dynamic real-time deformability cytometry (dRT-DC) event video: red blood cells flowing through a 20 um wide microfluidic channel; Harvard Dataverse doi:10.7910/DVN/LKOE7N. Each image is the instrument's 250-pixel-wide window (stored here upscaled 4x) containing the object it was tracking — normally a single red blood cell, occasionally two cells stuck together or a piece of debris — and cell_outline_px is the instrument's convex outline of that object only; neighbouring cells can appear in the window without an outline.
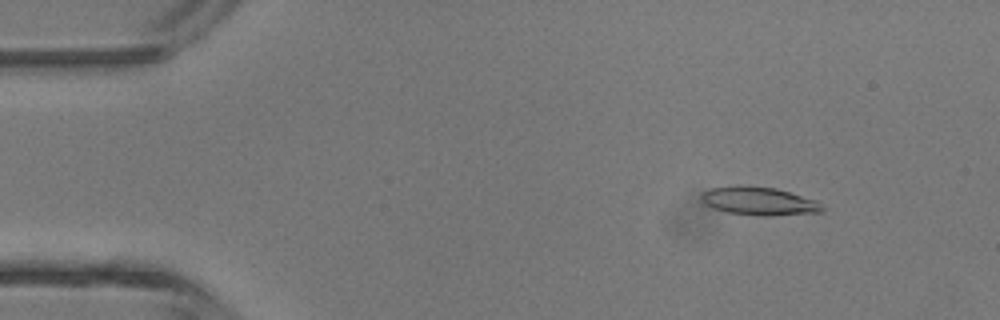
{"species": "common noctule bat (a hibernating species)", "species_latin": "Nyctalus noctula", "temperature_condition": "room temperature", "stored_images_in_passage": 3, "camera_frame_rate_fps": 3000, "um_per_image_px": 0.085, "animal": {"sex": "male", "body_mass_g": 13.3}, "frame": {"image": 1, "passage_image": 1, "time_ms": 0.0, "image_size_px": [1000, 320], "cell_outline_px": [[824, 212], [772, 216], [760, 216], [728, 212], [712, 208], [704, 204], [700, 196], [708, 188], [736, 184], [740, 184], [776, 188], [816, 200], [824, 208]], "centroid_in_image_um": [64.49, 17.08], "position_along_channel_um": 20.5, "area_um2": 20.29}}